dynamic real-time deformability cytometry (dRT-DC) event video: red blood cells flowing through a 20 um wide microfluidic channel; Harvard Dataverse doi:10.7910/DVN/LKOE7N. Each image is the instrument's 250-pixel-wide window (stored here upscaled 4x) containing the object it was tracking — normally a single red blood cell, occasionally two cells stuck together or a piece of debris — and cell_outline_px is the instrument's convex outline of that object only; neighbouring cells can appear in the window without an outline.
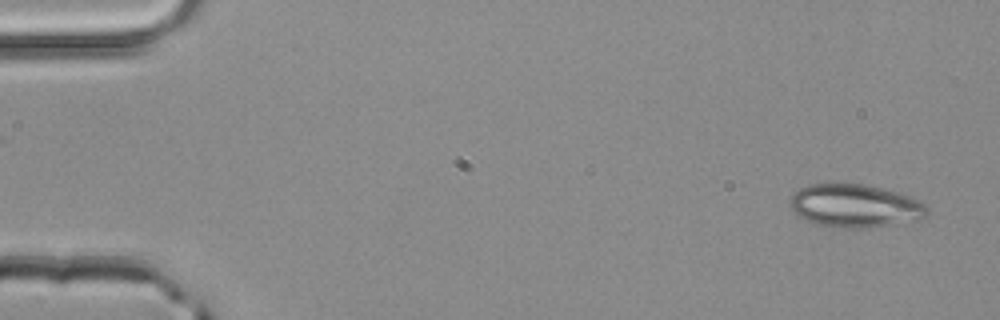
{"species": "common noctule bat (a hibernating species)", "species_latin": "Nyctalus noctula", "temperature_condition": "room temperature", "stored_images_in_passage": 49, "camera_frame_rate_fps": 3000, "um_per_image_px": 0.085, "animal": {"sex": "male", "body_mass_g": 20.4}, "frame": {"image": 1, "passage_image": 2, "time_ms": 0.333, "image_size_px": [1000, 320], "cell_outline_px": [[928, 212], [924, 216], [916, 220], [896, 224], [860, 228], [840, 228], [816, 224], [796, 216], [788, 204], [792, 196], [800, 188], [808, 184], [864, 184], [900, 192], [912, 196], [920, 200], [928, 208]], "centroid_in_image_um": [72.67, 17.49], "position_along_channel_um": 12.3, "area_um2": 34.68}}
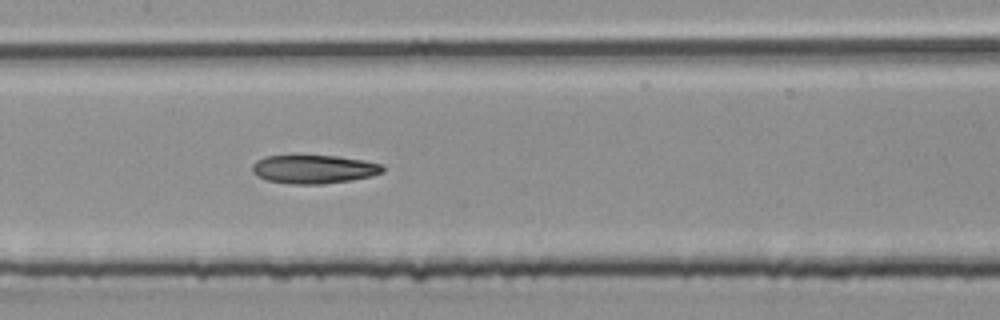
{"frame": {"image": 2, "passage_image": 24, "time_ms": 7.667, "image_size_px": [1000, 320], "cell_outline_px": [[384, 172], [372, 176], [352, 180], [320, 184], [292, 184], [268, 180], [256, 176], [252, 172], [252, 164], [256, 160], [264, 156], [336, 156], [364, 160], [380, 164], [384, 168]], "centroid_in_image_um": [26.66, 14.38], "position_along_channel_um": 180.7, "area_um2": 21.68}}
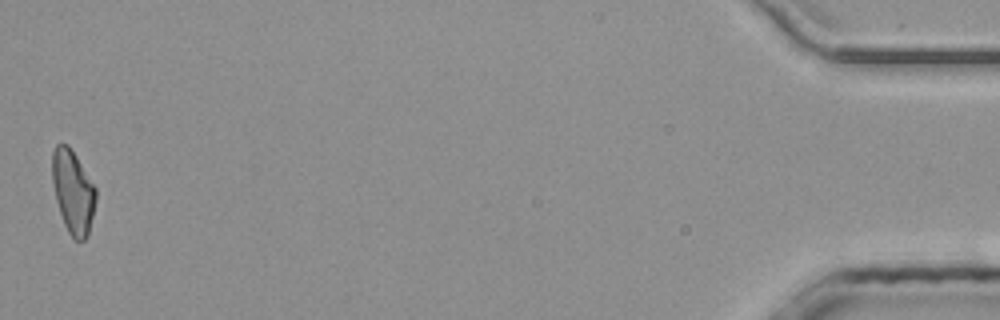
{"frame": {"image": 3, "passage_image": 49, "time_ms": 16.0, "image_size_px": [1000, 320], "cell_outline_px": [[96, 200], [88, 236], [84, 240], [76, 240], [68, 232], [64, 224], [56, 200], [52, 180], [52, 152], [56, 144], [68, 144], [76, 156], [96, 188]], "centroid_in_image_um": [6.2, 16.3], "position_along_channel_um": 429.0, "area_um2": 21.04}, "authors_computed_cell_mechanics": {"area_um2": 21.9062, "velocity_mm_per_s": 4.1809, "shape_relaxation_time_tau1_ms": null, "shape_relaxation_time_tau2_ms": 10.7316, "deformation_change_tau1": null, "deformation_change_tau2": 0.2556}}